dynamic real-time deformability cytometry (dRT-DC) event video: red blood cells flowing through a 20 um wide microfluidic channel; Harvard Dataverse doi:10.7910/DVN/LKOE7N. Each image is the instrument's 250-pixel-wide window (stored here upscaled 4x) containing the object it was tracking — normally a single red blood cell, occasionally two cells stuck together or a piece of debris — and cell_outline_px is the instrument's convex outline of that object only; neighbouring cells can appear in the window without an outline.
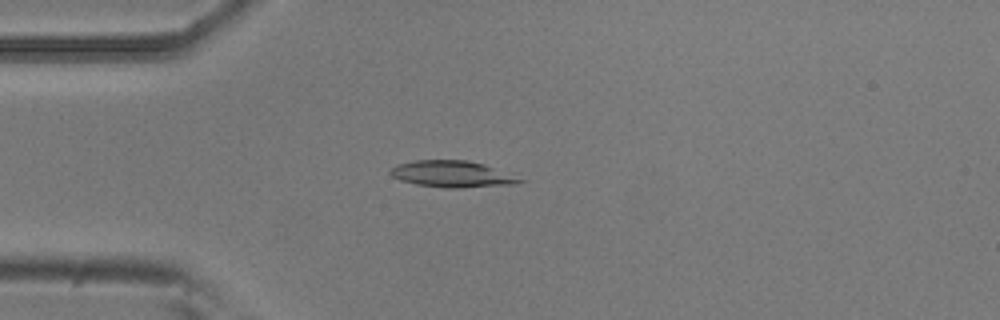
{"species": "common noctule bat (a hibernating species)", "species_latin": "Nyctalus noctula", "temperature_condition": "room temperature", "stored_images_in_passage": 53, "camera_frame_rate_fps": 3000, "um_per_image_px": 0.085, "animal": {"sex": "male", "body_mass_g": 20.5, "forearm_length_mm": 52.5}, "frame": {"image": 1, "passage_image": 14, "time_ms": 4.333, "image_size_px": [1000, 320], "cell_outline_px": [[528, 180], [516, 184], [460, 188], [444, 188], [416, 184], [400, 180], [392, 176], [388, 172], [396, 164], [416, 160], [468, 160], [484, 164]], "centroid_in_image_um": [38.45, 14.8], "position_along_channel_um": 46.5, "area_um2": 20.11}}
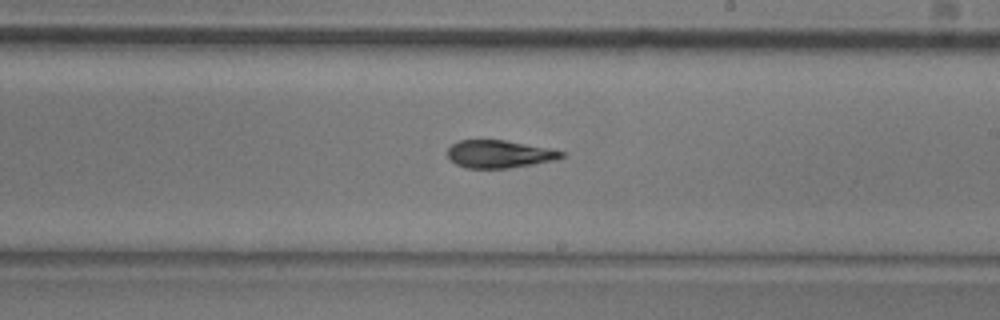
{"frame": {"image": 2, "passage_image": 31, "time_ms": 10.0, "image_size_px": [1000, 320], "cell_outline_px": [[564, 156], [556, 160], [508, 168], [468, 168], [456, 164], [448, 156], [448, 148], [452, 144], [460, 140], [504, 140], [552, 148], [564, 152]], "centroid_in_image_um": [42.47, 13.09], "position_along_channel_um": 246.5, "area_um2": 18.32}}
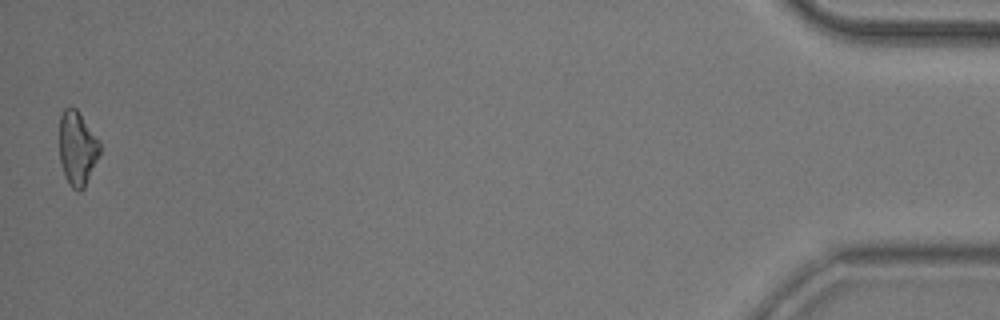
{"frame": {"image": 3, "passage_image": 53, "time_ms": 17.333, "image_size_px": [1000, 320], "cell_outline_px": [[100, 152], [84, 188], [80, 192], [76, 192], [72, 188], [64, 176], [60, 160], [60, 116], [64, 108], [76, 108], [100, 140]], "centroid_in_image_um": [6.57, 12.62], "position_along_channel_um": 428.6, "area_um2": 17.46}, "authors_computed_cell_mechanics": {"area_um2": 19.0162, "velocity_mm_per_s": 3.7703, "shape_relaxation_time_tau1_ms": 7.7353, "shape_relaxation_time_tau2_ms": 2.8821, "deformation_change_tau1": 0.2014, "deformation_change_tau2": 0.099}}